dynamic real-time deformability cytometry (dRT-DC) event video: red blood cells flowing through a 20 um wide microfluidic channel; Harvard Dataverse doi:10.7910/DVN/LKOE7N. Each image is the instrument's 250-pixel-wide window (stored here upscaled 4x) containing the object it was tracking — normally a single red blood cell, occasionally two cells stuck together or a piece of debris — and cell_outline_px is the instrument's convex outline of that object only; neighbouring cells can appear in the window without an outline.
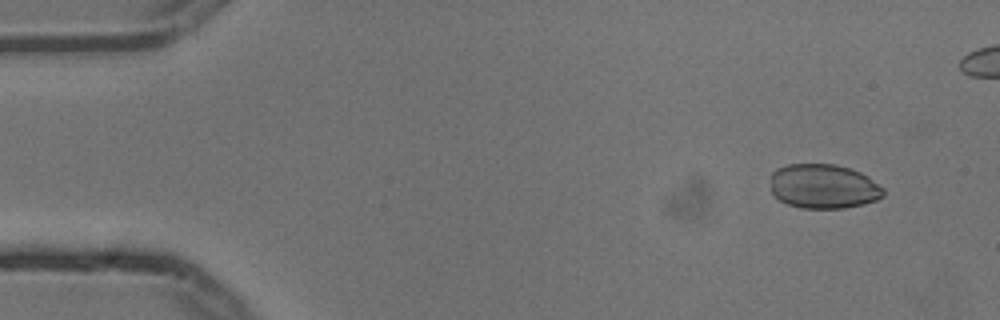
{"species": "common noctule bat (a hibernating species)", "species_latin": "Nyctalus noctula", "temperature_condition": "cold", "stored_images_in_passage": 6, "camera_frame_rate_fps": 3000, "um_per_image_px": 0.085, "animal": {"sex": "male", "body_mass_g": 13.3}, "frame": {"image": 1, "passage_image": 2, "time_ms": 0.333, "image_size_px": [1000, 320], "cell_outline_px": [[884, 196], [876, 200], [864, 204], [844, 208], [800, 208], [788, 204], [780, 200], [772, 192], [772, 172], [776, 168], [788, 164], [836, 164], [860, 172], [868, 176], [884, 188]], "centroid_in_image_um": [70.02, 15.84], "position_along_channel_um": 15.0, "area_um2": 29.3}}